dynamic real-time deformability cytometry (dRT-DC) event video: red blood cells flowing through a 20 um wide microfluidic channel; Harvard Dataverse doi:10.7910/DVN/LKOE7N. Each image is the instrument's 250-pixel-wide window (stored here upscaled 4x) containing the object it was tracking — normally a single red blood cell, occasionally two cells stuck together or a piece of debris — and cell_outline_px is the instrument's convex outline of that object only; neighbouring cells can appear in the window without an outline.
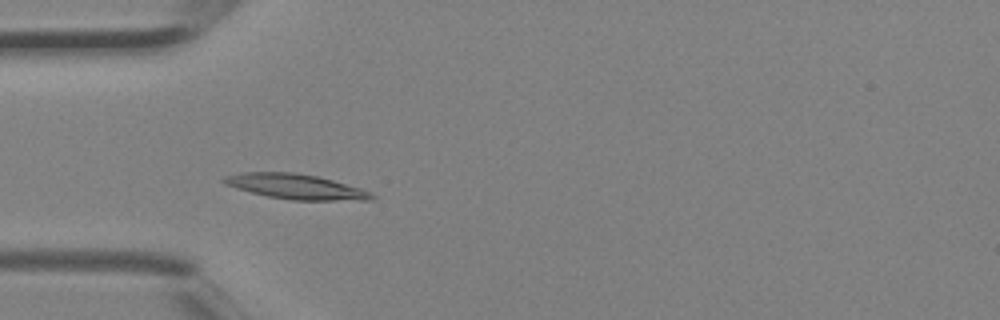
{"species": "Egyptian fruit bat (a non-hibernating species)", "species_latin": "Rousettus aegyptiacus", "temperature_condition": "room temperature", "stored_images_in_passage": 4, "camera_frame_rate_fps": 3000, "um_per_image_px": 0.085, "animal": {"sex": "female"}, "frame": {"image": 1, "passage_image": 3, "time_ms": 0.667, "image_size_px": [1000, 320], "cell_outline_px": [[376, 196], [372, 200], [292, 200], [268, 196], [236, 188], [224, 184], [220, 180], [224, 176], [240, 172], [292, 172], [316, 176], [332, 180], [360, 188], [372, 192]], "centroid_in_image_um": [25.12, 15.85], "position_along_channel_um": 59.9, "area_um2": 21.5}}
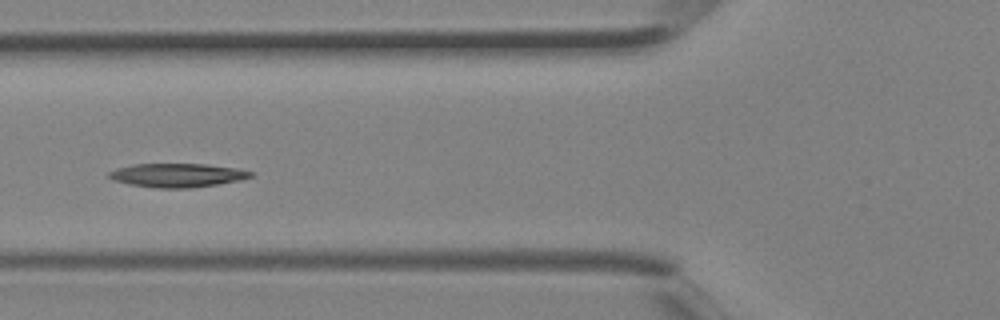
{"frame": {"image": 2, "passage_image": 4, "time_ms": 1.0, "image_size_px": [1000, 320], "cell_outline_px": [[252, 176], [240, 180], [192, 188], [156, 188], [128, 184], [112, 180], [108, 176], [108, 172], [116, 168], [132, 164], [208, 164], [236, 168], [252, 172]], "centroid_in_image_um": [15.02, 14.89], "position_along_channel_um": 110.8, "area_um2": 19.65}}